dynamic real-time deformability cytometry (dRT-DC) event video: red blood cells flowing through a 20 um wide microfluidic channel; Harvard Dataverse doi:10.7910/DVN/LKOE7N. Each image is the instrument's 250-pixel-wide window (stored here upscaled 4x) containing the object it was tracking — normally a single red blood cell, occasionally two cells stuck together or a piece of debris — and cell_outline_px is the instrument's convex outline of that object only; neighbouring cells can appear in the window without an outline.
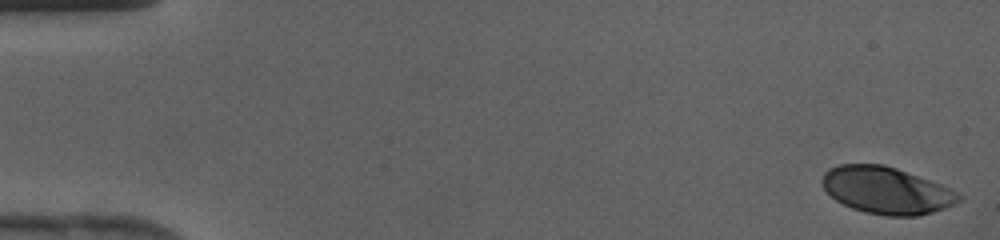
{"species": "human", "species_latin": "Homo sapiens", "temperature_condition": "cold", "stored_images_in_passage": 42, "camera_frame_rate_fps": 3000, "um_per_image_px": 0.085, "donor": {"sex": "female"}, "frame": {"image": 1, "passage_image": 1, "time_ms": 0.0, "image_size_px": [1000, 240], "cell_outline_px": [[964, 196], [956, 204], [932, 212], [916, 216], [884, 216], [864, 212], [852, 208], [836, 200], [824, 188], [820, 180], [824, 172], [828, 168], [840, 164], [884, 164], [896, 168], [940, 184]], "centroid_in_image_um": [75.33, 16.18], "position_along_channel_um": 9.7, "area_um2": 37.34}}
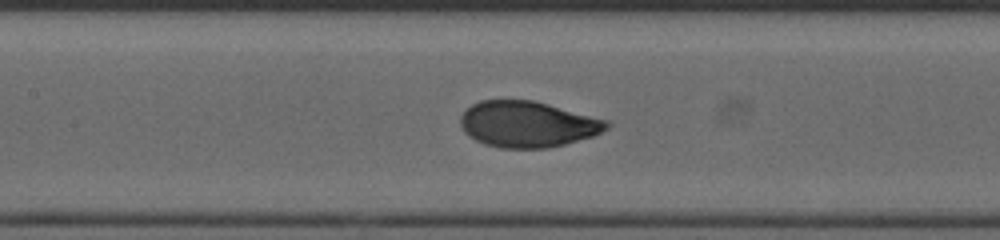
{"frame": {"image": 2, "passage_image": 20, "time_ms": 6.333, "image_size_px": [1000, 240], "cell_outline_px": [[612, 124], [608, 128], [592, 136], [564, 144], [548, 148], [500, 148], [484, 144], [468, 136], [464, 132], [460, 124], [460, 116], [472, 104], [480, 100], [532, 100], [548, 104], [608, 120]], "centroid_in_image_um": [44.83, 10.56], "position_along_channel_um": 162.6, "area_um2": 39.19}}
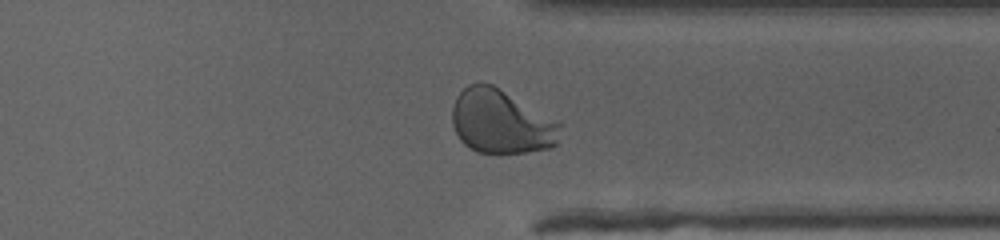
{"frame": {"image": 3, "passage_image": 33, "time_ms": 10.667, "image_size_px": [1000, 240], "cell_outline_px": [[564, 124], [556, 144], [552, 148], [524, 152], [476, 152], [468, 148], [460, 140], [452, 124], [452, 108], [456, 96], [468, 84], [492, 84], [560, 120]], "centroid_in_image_um": [42.64, 10.35], "position_along_channel_um": 368.8, "area_um2": 40.69}}